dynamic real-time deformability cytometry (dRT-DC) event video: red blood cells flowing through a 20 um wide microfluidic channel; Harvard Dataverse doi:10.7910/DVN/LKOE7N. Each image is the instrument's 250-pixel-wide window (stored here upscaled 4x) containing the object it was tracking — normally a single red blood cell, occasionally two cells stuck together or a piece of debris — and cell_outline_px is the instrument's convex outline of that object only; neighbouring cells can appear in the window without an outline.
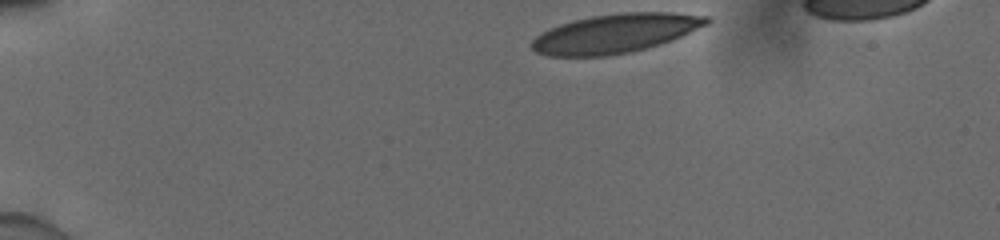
{"species": "human", "species_latin": "Homo sapiens", "temperature_condition": "cold", "stored_images_in_passage": 37, "camera_frame_rate_fps": 3000, "um_per_image_px": 0.085, "donor": {"sex": "male"}, "frame": {"image": 1, "passage_image": 1, "time_ms": 0.0, "image_size_px": [1000, 240], "cell_outline_px": [[712, 20], [708, 24], [680, 36], [644, 48], [628, 52], [608, 56], [548, 56], [536, 52], [532, 48], [532, 40], [536, 36], [548, 28], [572, 20], [592, 16], [620, 12], [672, 12], [708, 16]], "centroid_in_image_um": [52.27, 2.82], "position_along_channel_um": 32.7, "area_um2": 39.48}}
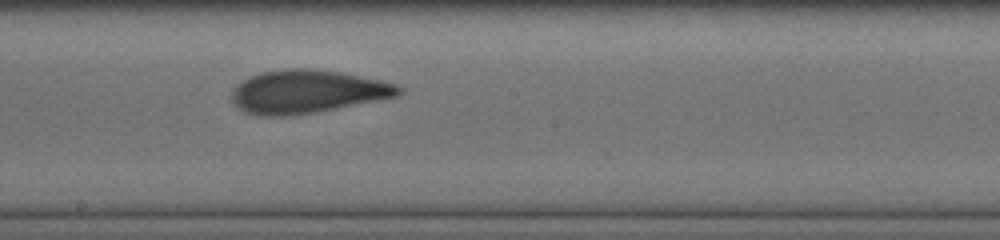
{"frame": {"image": 2, "passage_image": 22, "time_ms": 7.0, "image_size_px": [1000, 240], "cell_outline_px": [[404, 92], [396, 96], [316, 112], [288, 116], [260, 116], [248, 112], [240, 108], [232, 100], [232, 88], [236, 84], [248, 76], [260, 72], [288, 68], [308, 68], [340, 72], [380, 80], [396, 84], [404, 88]], "centroid_in_image_um": [26.09, 7.77], "position_along_channel_um": 222.1, "area_um2": 41.91}}
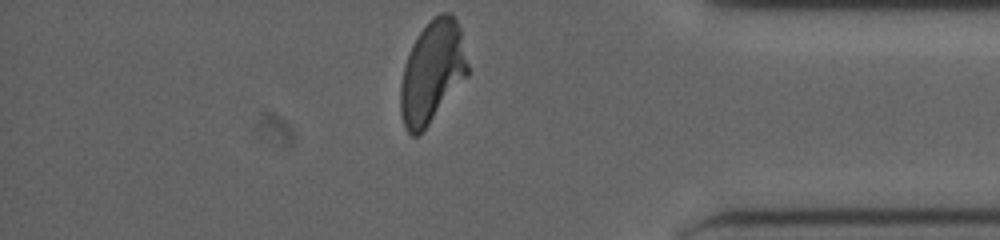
{"frame": {"image": 3, "passage_image": 37, "time_ms": 12.0, "image_size_px": [1000, 240], "cell_outline_px": [[468, 76], [428, 124], [416, 136], [412, 136], [404, 128], [400, 112], [400, 84], [404, 68], [412, 44], [420, 32], [440, 12], [448, 12], [456, 20], [460, 28], [468, 64]], "centroid_in_image_um": [36.73, 6.14], "position_along_channel_um": 398.5, "area_um2": 39.42}, "authors_computed_cell_mechanics": {"area_um2": 41.1536, "velocity_mm_per_s": 3.9012, "shape_relaxation_time_tau1_ms": 8.0572, "shape_relaxation_time_tau2_ms": 1.3857, "deformation_change_tau1": 0.2322, "deformation_change_tau2": 0.0865}}